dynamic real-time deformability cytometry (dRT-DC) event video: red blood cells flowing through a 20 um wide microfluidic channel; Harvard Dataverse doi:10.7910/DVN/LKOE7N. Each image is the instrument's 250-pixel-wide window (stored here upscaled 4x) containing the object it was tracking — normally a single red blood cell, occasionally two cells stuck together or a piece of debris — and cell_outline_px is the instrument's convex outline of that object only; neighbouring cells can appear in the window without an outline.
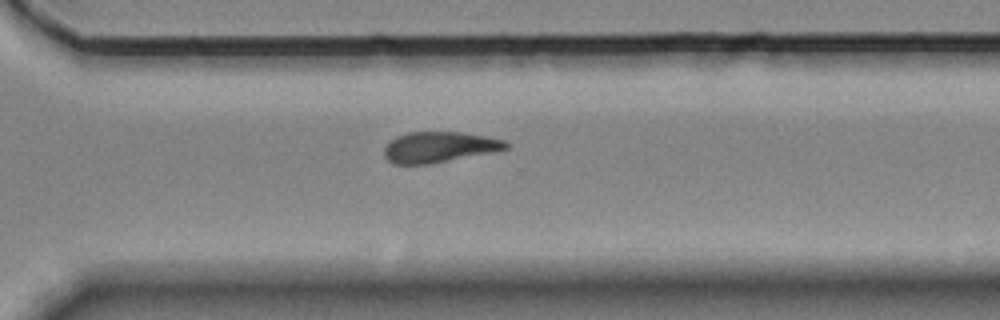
{"species": "Egyptian fruit bat (a non-hibernating species)", "species_latin": "Rousettus aegyptiacus", "temperature_condition": "room temperature", "stored_images_in_passage": 13, "camera_frame_rate_fps": 3000, "um_per_image_px": 0.085, "animal": {"sex": "female"}, "frame": {"image": 1, "passage_image": 13, "time_ms": 14.333, "image_size_px": [1000, 320], "cell_outline_px": [[508, 148], [432, 164], [392, 164], [384, 156], [384, 148], [396, 136], [408, 132], [460, 132], [484, 136], [504, 140], [508, 144]], "centroid_in_image_um": [37.28, 12.51], "position_along_channel_um": 333.3, "area_um2": 21.5}}